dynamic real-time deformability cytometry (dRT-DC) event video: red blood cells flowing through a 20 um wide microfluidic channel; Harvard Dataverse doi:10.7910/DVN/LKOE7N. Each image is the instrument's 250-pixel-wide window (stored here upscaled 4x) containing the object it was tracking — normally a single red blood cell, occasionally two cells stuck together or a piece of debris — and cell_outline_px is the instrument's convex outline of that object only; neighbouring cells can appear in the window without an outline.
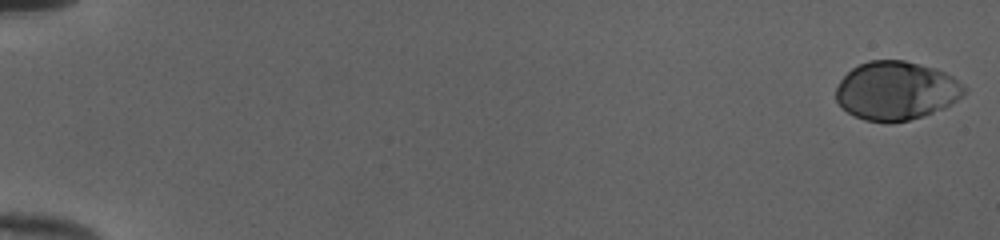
{"species": "human", "species_latin": "Homo sapiens", "temperature_condition": "cold", "stored_images_in_passage": 53, "camera_frame_rate_fps": 3000, "um_per_image_px": 0.085, "donor": {"sex": "female"}, "frame": {"image": 1, "passage_image": 1, "time_ms": 0.0, "image_size_px": [1000, 240], "cell_outline_px": [[968, 92], [964, 96], [944, 108], [908, 120], [888, 124], [864, 120], [848, 112], [836, 100], [836, 88], [840, 80], [852, 68], [868, 60], [904, 60], [936, 68], [952, 76], [964, 84], [968, 88]], "centroid_in_image_um": [76.21, 7.71], "position_along_channel_um": 8.8, "area_um2": 44.1}}
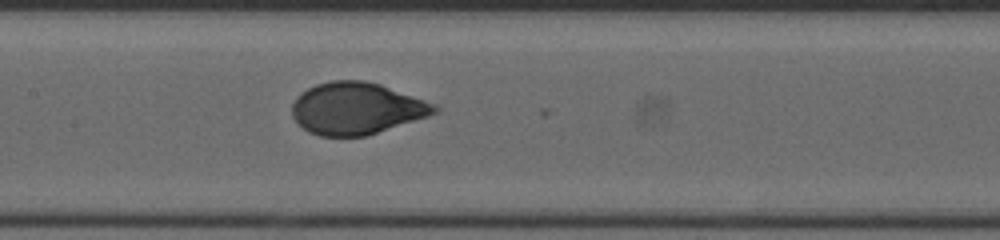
{"frame": {"image": 2, "passage_image": 28, "time_ms": 9.0, "image_size_px": [1000, 240], "cell_outline_px": [[440, 112], [428, 116], [364, 136], [320, 136], [308, 132], [292, 116], [292, 104], [296, 96], [300, 92], [316, 84], [332, 80], [364, 80], [380, 84], [436, 104], [440, 108]], "centroid_in_image_um": [30.3, 9.2], "position_along_channel_um": 177.1, "area_um2": 43.0}}
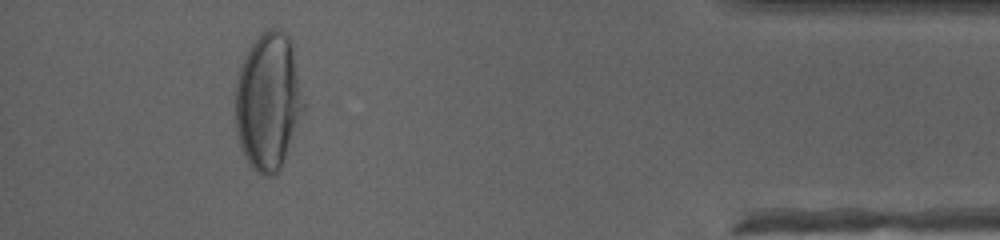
{"frame": {"image": 3, "passage_image": 49, "time_ms": 16.0, "image_size_px": [1000, 240], "cell_outline_px": [[304, 108], [284, 160], [280, 168], [272, 176], [260, 176], [248, 164], [240, 148], [236, 128], [236, 80], [244, 56], [248, 48], [268, 28], [280, 28], [288, 36], [292, 48], [304, 104]], "centroid_in_image_um": [22.77, 8.65], "position_along_channel_um": 412.4, "area_um2": 54.04}, "authors_computed_cell_mechanics": {"area_um2": 43.5234, "velocity_mm_per_s": 3.9937, "shape_relaxation_time_tau1_ms": 3.481, "shape_relaxation_time_tau2_ms": null, "deformation_change_tau1": 0.1856, "deformation_change_tau2": null}}